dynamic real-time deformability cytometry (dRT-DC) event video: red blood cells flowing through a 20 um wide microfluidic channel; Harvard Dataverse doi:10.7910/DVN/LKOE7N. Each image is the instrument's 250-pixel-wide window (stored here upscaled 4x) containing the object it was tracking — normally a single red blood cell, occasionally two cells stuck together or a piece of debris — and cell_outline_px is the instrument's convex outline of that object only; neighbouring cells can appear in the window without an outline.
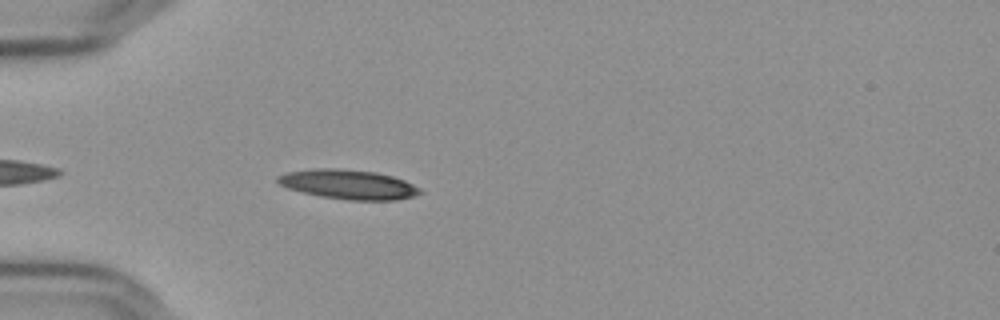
{"species": "Egyptian fruit bat (a non-hibernating species)", "species_latin": "Rousettus aegyptiacus", "temperature_condition": "cold", "stored_images_in_passage": 43, "camera_frame_rate_fps": 3000, "um_per_image_px": 0.085, "frame": {"image": 1, "passage_image": 4, "time_ms": 1.0, "image_size_px": [1000, 320], "cell_outline_px": [[420, 192], [416, 196], [396, 200], [348, 200], [320, 196], [288, 188], [280, 184], [276, 180], [276, 176], [284, 172], [312, 168], [336, 168], [376, 172], [392, 176], [404, 180], [420, 188]], "centroid_in_image_um": [29.58, 15.66], "position_along_channel_um": 55.4, "area_um2": 24.51}}
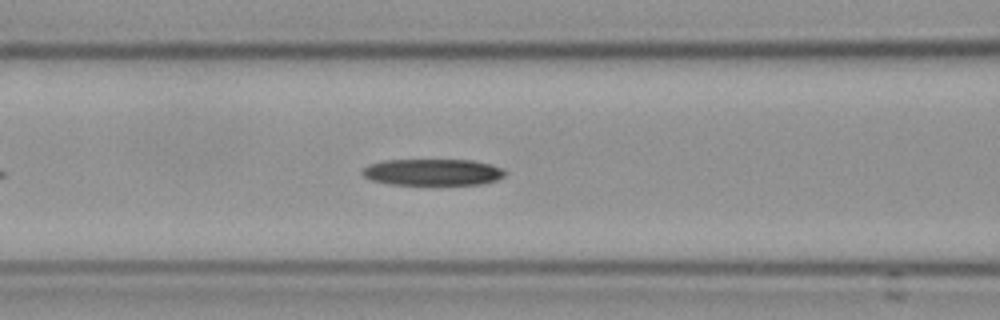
{"frame": {"image": 2, "passage_image": 11, "time_ms": 3.333, "image_size_px": [1000, 320], "cell_outline_px": [[508, 172], [504, 176], [496, 180], [480, 184], [392, 184], [372, 180], [364, 176], [360, 172], [368, 164], [384, 160], [472, 160], [504, 168]], "centroid_in_image_um": [36.79, 14.62], "position_along_channel_um": 129.8, "area_um2": 21.96}}
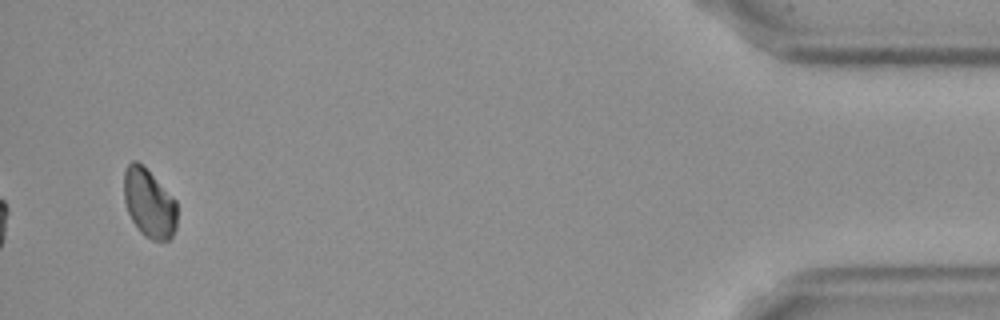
{"frame": {"image": 3, "passage_image": 41, "time_ms": 13.333, "image_size_px": [1000, 320], "cell_outline_px": [[176, 228], [172, 236], [168, 240], [152, 240], [144, 236], [140, 232], [132, 220], [128, 212], [124, 200], [124, 172], [128, 164], [132, 160], [136, 160], [144, 164], [176, 200]], "centroid_in_image_um": [12.67, 17.24], "position_along_channel_um": 422.5, "area_um2": 21.5}, "authors_computed_cell_mechanics": {"area_um2": 22.5998, "velocity_mm_per_s": 3.6551, "shape_relaxation_time_tau1_ms": 4.7011, "shape_relaxation_time_tau2_ms": null, "deformation_change_tau1": 0.1242, "deformation_change_tau2": null}}